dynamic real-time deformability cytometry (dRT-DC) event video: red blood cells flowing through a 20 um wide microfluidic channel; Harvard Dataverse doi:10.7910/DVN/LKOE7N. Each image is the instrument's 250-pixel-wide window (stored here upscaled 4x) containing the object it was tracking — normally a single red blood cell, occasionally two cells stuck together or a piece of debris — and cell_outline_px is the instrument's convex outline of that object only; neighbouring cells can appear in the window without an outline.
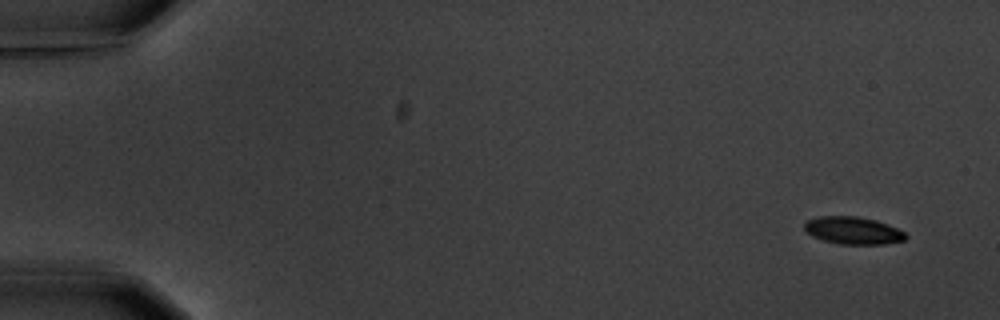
{"species": "common noctule bat (a hibernating species)", "species_latin": "Nyctalus noctula", "temperature_condition": "warm", "stored_images_in_passage": 6, "camera_frame_rate_fps": 3000, "um_per_image_px": 0.085, "animal": {"sex": "male", "body_mass_g": 20.1, "forearm_length_mm": 53.5}, "frame": {"image": 1, "passage_image": 1, "time_ms": 0.0, "image_size_px": [1000, 320], "cell_outline_px": [[908, 236], [904, 240], [884, 244], [840, 244], [824, 240], [812, 236], [804, 232], [804, 224], [808, 220], [820, 216], [856, 216], [876, 220], [888, 224], [904, 232]], "centroid_in_image_um": [72.49, 19.59], "position_along_channel_um": 12.5, "area_um2": 16.18}}